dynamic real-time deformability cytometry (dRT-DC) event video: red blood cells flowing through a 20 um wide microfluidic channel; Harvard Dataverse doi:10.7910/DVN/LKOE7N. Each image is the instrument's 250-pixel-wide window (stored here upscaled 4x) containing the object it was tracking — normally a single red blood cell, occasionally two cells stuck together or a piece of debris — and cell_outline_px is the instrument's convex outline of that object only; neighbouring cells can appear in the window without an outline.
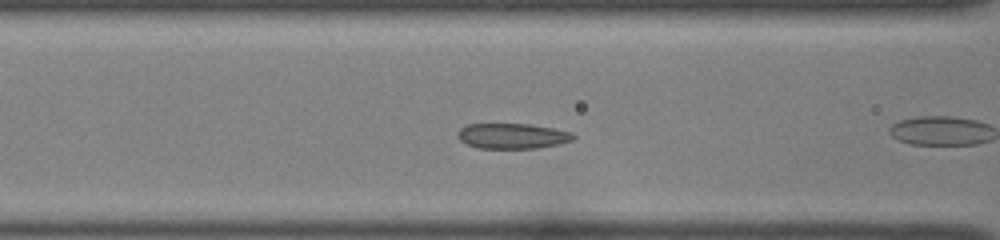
{"species": "common noctule bat (a hibernating species)", "species_latin": "Nyctalus noctula", "temperature_condition": "room temperature", "stored_images_in_passage": 35, "camera_frame_rate_fps": 3000, "um_per_image_px": 0.085, "animal": {"sex": "female", "body_mass_g": 22.0, "forearm_length_mm": 56.7}, "frame": {"image": 1, "passage_image": 6, "time_ms": 1.667, "image_size_px": [1000, 240], "cell_outline_px": [[576, 136], [572, 140], [560, 144], [540, 148], [476, 148], [460, 140], [456, 136], [456, 132], [460, 128], [468, 124], [528, 124], [552, 128], [572, 132]], "centroid_in_image_um": [43.54, 11.56], "position_along_channel_um": 123.1, "area_um2": 17.17}, "authors_computed_cell_mechanics": {"area_um2": 17.5134, "velocity_mm_per_s": 3.9551, "shape_relaxation_time_tau1_ms": 6.434, "shape_relaxation_time_tau2_ms": 0.564, "deformation_change_tau1": 0.1529, "deformation_change_tau2": 0.0543}}